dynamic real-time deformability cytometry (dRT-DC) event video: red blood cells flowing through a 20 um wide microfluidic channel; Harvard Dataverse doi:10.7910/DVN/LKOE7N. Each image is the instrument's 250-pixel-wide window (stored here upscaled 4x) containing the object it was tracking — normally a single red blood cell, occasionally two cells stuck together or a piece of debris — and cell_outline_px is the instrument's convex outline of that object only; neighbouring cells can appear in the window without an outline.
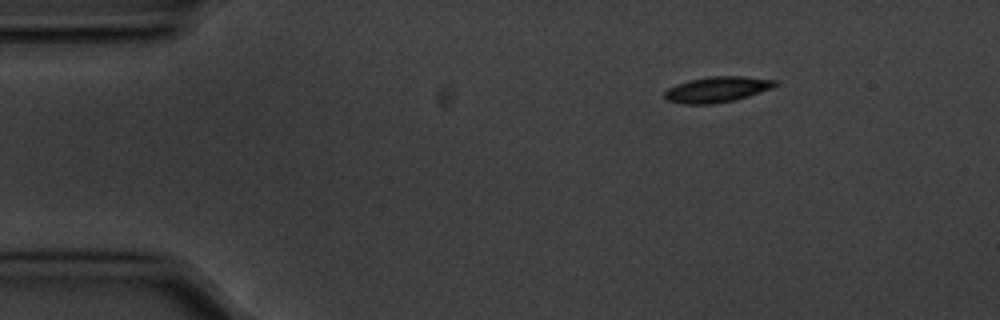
{"species": "common noctule bat (a hibernating species)", "species_latin": "Nyctalus noctula", "temperature_condition": "cold", "stored_images_in_passage": 3, "camera_frame_rate_fps": 3000, "um_per_image_px": 0.085, "animal": {"sex": "male", "body_mass_g": 20.1, "forearm_length_mm": 53.5}, "frame": {"image": 1, "passage_image": 1, "time_ms": 0.0, "image_size_px": [1000, 320], "cell_outline_px": [[780, 84], [772, 88], [736, 100], [716, 104], [684, 104], [664, 100], [664, 92], [668, 88], [676, 84], [688, 80], [708, 76], [744, 76], [776, 80]], "centroid_in_image_um": [60.94, 7.6], "position_along_channel_um": 24.1, "area_um2": 16.82}}
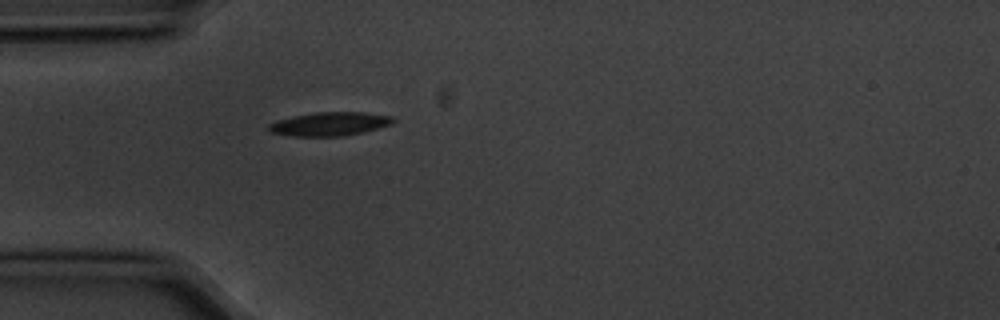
{"frame": {"image": 2, "passage_image": 3, "time_ms": 0.667, "image_size_px": [1000, 320], "cell_outline_px": [[396, 120], [392, 124], [344, 136], [292, 136], [272, 132], [268, 128], [268, 124], [276, 120], [312, 112], [364, 112], [392, 116]], "centroid_in_image_um": [28.01, 10.52], "position_along_channel_um": 57.0, "area_um2": 17.05}}